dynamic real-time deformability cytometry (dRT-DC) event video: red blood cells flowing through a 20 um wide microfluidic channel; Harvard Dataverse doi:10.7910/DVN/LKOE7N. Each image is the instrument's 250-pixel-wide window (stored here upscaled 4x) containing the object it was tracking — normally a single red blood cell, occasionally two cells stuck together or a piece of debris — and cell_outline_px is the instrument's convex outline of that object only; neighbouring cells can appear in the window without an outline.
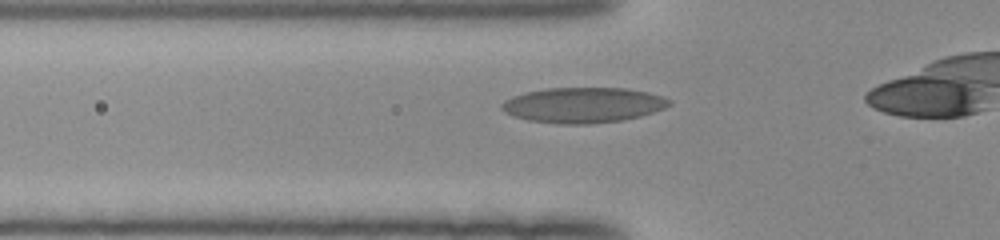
{"species": "human", "species_latin": "Homo sapiens", "temperature_condition": "room temperature", "stored_images_in_passage": 20, "camera_frame_rate_fps": 3000, "um_per_image_px": 0.085, "donor": {"sex": "female"}, "frame": {"image": 1, "passage_image": 5, "time_ms": 1.333, "image_size_px": [1000, 240], "cell_outline_px": [[672, 104], [664, 108], [640, 116], [620, 120], [588, 124], [560, 124], [528, 120], [504, 112], [500, 108], [500, 104], [504, 100], [512, 96], [524, 92], [548, 88], [624, 88], [648, 92], [672, 100]], "centroid_in_image_um": [49.54, 8.92], "position_along_channel_um": 76.3, "area_um2": 34.45}}
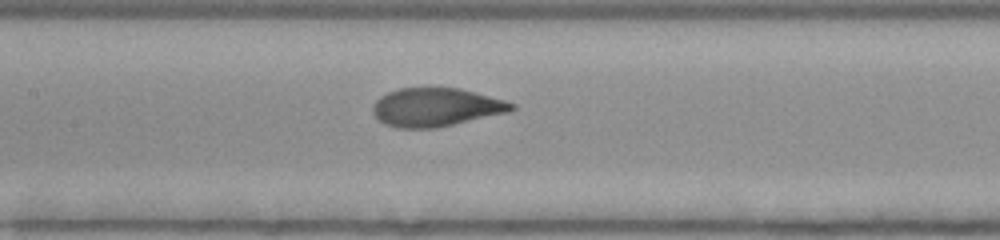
{"frame": {"image": 2, "passage_image": 12, "time_ms": 3.667, "image_size_px": [1000, 240], "cell_outline_px": [[516, 108], [508, 112], [436, 128], [396, 128], [384, 124], [372, 112], [372, 104], [380, 96], [388, 92], [400, 88], [460, 88], [504, 100], [516, 104]], "centroid_in_image_um": [37.03, 9.12], "position_along_channel_um": 170.4, "area_um2": 31.04}}
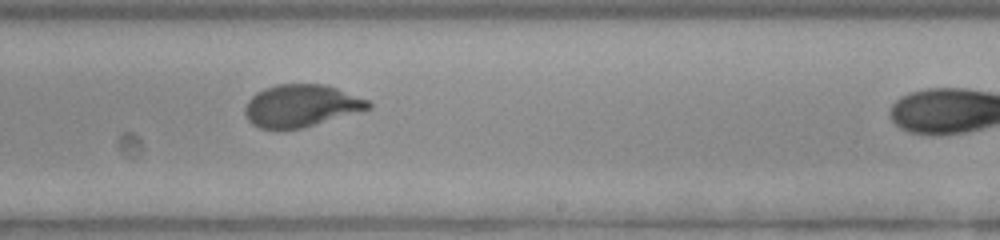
{"frame": {"image": 3, "passage_image": 19, "time_ms": 6.0, "image_size_px": [1000, 240], "cell_outline_px": [[372, 108], [304, 128], [260, 128], [252, 124], [248, 120], [244, 112], [244, 108], [248, 100], [256, 92], [264, 88], [276, 84], [324, 84], [336, 88], [368, 100], [372, 104]], "centroid_in_image_um": [25.59, 8.98], "position_along_channel_um": 263.4, "area_um2": 30.35}}